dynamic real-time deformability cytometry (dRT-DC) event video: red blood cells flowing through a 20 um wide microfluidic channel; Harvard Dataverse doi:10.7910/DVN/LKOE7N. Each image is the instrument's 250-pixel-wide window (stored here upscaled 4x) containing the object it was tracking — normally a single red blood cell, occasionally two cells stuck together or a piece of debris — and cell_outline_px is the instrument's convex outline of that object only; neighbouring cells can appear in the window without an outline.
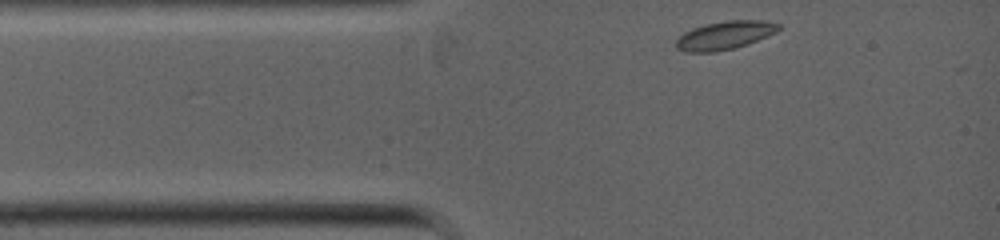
{"species": "common noctule bat (a hibernating species)", "species_latin": "Nyctalus noctula", "temperature_condition": "warm", "stored_images_in_passage": 4, "camera_frame_rate_fps": 5000, "um_per_image_px": 0.085, "animal": {"sex": "female", "body_mass_g": 19.0, "forearm_length_mm": 53.3}, "frame": {"image": 1, "passage_image": 1, "time_ms": 0.0, "image_size_px": [1000, 240], "cell_outline_px": [[784, 28], [768, 36], [736, 48], [712, 52], [684, 52], [676, 48], [676, 40], [684, 32], [692, 28], [704, 24], [728, 20], [768, 20], [780, 24]], "centroid_in_image_um": [61.64, 2.99], "position_along_channel_um": 23.4, "area_um2": 17.17}}